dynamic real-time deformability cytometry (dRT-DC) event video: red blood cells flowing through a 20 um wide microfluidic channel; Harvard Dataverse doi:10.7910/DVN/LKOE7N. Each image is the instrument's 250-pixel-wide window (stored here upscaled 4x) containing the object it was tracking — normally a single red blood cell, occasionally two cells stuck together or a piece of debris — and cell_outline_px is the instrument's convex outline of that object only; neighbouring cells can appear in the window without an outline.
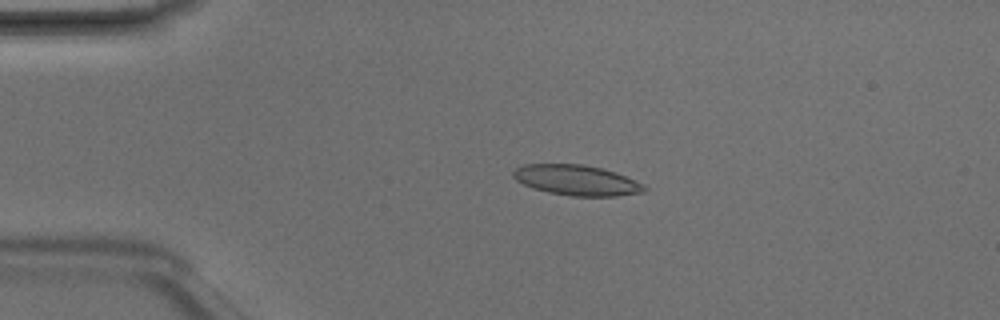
{"species": "Egyptian fruit bat (a non-hibernating species)", "species_latin": "Rousettus aegyptiacus", "temperature_condition": "room temperature", "stored_images_in_passage": 3, "camera_frame_rate_fps": 3000, "um_per_image_px": 0.085, "animal": {"sex": "male"}, "frame": {"image": 1, "passage_image": 2, "time_ms": 0.333, "image_size_px": [1000, 320], "cell_outline_px": [[648, 188], [644, 192], [616, 196], [572, 196], [548, 192], [532, 188], [516, 180], [512, 176], [512, 172], [516, 168], [524, 164], [584, 164], [616, 172], [644, 184]], "centroid_in_image_um": [49.02, 15.32], "position_along_channel_um": 36.0, "area_um2": 23.24}}